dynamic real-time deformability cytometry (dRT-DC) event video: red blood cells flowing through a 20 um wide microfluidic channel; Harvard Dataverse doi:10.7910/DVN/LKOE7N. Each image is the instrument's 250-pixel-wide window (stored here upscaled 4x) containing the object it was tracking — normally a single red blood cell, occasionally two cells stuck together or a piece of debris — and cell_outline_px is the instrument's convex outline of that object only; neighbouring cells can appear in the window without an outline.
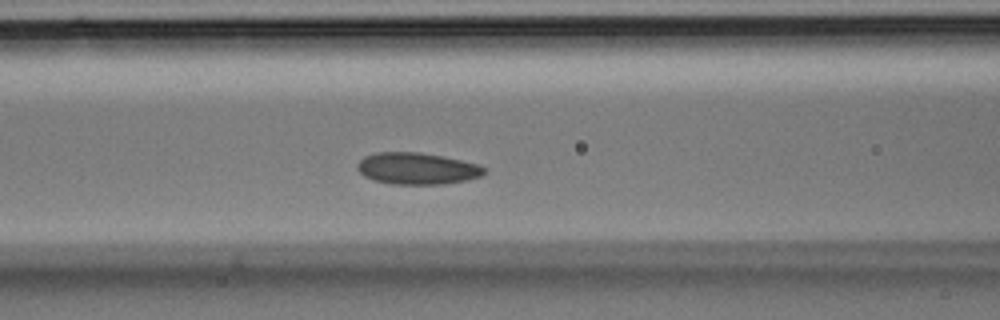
{"species": "Egyptian fruit bat (a non-hibernating species)", "species_latin": "Rousettus aegyptiacus", "temperature_condition": "room temperature", "stored_images_in_passage": 31, "camera_frame_rate_fps": 3000, "um_per_image_px": 0.085, "animal": {"sex": "male"}, "frame": {"image": 1, "passage_image": 10, "time_ms": 3.0, "image_size_px": [1000, 320], "cell_outline_px": [[484, 172], [480, 176], [468, 180], [444, 184], [392, 184], [376, 180], [364, 176], [356, 168], [356, 164], [364, 156], [376, 152], [420, 152], [480, 164], [484, 168]], "centroid_in_image_um": [35.43, 14.32], "position_along_channel_um": 131.2, "area_um2": 23.35}}
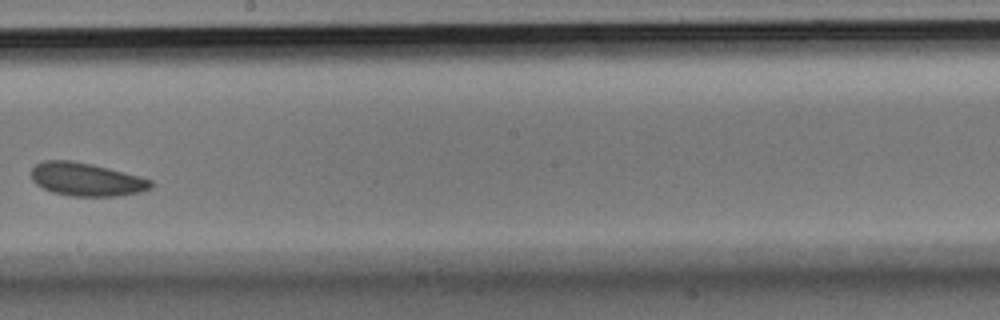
{"frame": {"image": 2, "passage_image": 16, "time_ms": 5.0, "image_size_px": [1000, 320], "cell_outline_px": [[152, 188], [140, 192], [116, 196], [72, 196], [52, 192], [36, 184], [32, 180], [32, 168], [40, 160], [72, 160], [92, 164], [140, 176], [152, 180]], "centroid_in_image_um": [7.33, 15.24], "position_along_channel_um": 240.9, "area_um2": 23.18}}
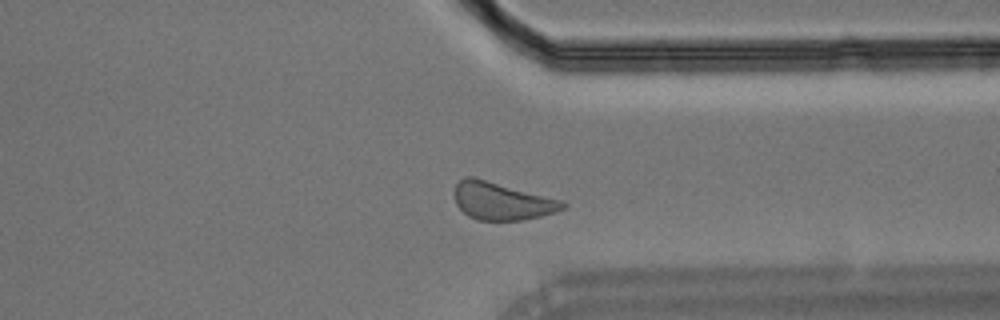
{"frame": {"image": 3, "passage_image": 23, "time_ms": 7.333, "image_size_px": [1000, 320], "cell_outline_px": [[568, 204], [564, 208], [556, 212], [524, 220], [476, 220], [468, 216], [456, 204], [452, 192], [456, 184], [464, 176], [472, 176], [564, 200]], "centroid_in_image_um": [42.65, 17.08], "position_along_channel_um": 368.8, "area_um2": 24.04}}